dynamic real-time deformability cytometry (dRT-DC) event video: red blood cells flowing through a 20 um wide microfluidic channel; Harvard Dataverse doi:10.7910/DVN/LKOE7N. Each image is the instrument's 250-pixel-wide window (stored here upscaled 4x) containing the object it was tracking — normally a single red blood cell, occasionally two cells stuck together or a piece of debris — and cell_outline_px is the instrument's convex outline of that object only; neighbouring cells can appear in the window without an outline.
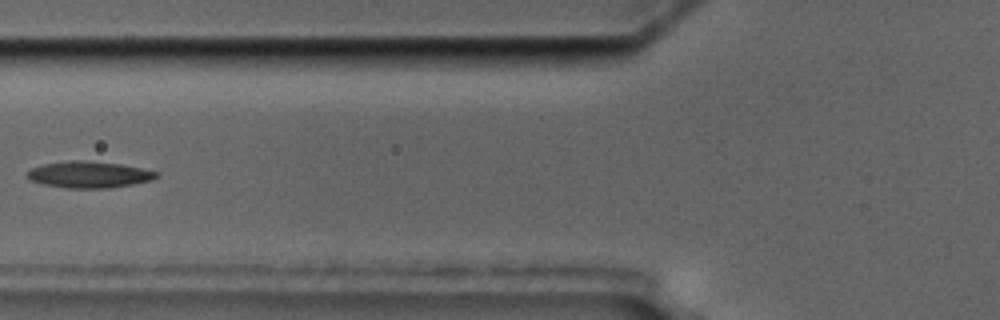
{"species": "common noctule bat (a hibernating species)", "species_latin": "Nyctalus noctula", "temperature_condition": "cold", "stored_images_in_passage": 5, "camera_frame_rate_fps": 3000, "um_per_image_px": 0.085, "animal": {"sex": "male", "body_mass_g": 17.5, "forearm_length_mm": 52.3}, "frame": {"image": 1, "passage_image": 5, "time_ms": 4.333, "image_size_px": [1000, 320], "cell_outline_px": [[160, 172], [152, 180], [132, 184], [108, 188], [68, 188], [44, 184], [32, 180], [24, 176], [32, 168], [44, 164], [72, 160], [80, 160], [120, 164]], "centroid_in_image_um": [7.56, 14.84], "position_along_channel_um": 118.2, "area_um2": 19.65}}